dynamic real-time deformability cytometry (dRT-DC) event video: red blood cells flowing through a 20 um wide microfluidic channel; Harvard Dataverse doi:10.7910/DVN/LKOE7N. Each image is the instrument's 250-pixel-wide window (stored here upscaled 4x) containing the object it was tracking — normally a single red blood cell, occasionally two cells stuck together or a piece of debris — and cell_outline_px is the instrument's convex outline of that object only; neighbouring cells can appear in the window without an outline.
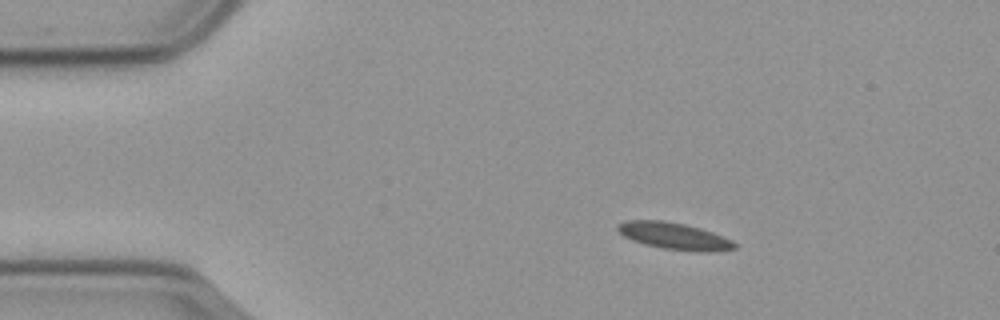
{"species": "common noctule bat (a hibernating species)", "species_latin": "Nyctalus noctula", "temperature_condition": "cold", "stored_images_in_passage": 49, "camera_frame_rate_fps": 3000, "um_per_image_px": 0.085, "animal": {"sex": "male", "body_mass_g": 23.1, "forearm_length_mm": 52.7}, "frame": {"image": 1, "passage_image": 1, "time_ms": 0.0, "image_size_px": [1000, 320], "cell_outline_px": [[736, 248], [716, 252], [696, 252], [660, 248], [644, 244], [632, 240], [624, 236], [616, 228], [616, 224], [628, 220], [664, 220], [684, 224], [700, 228], [712, 232], [732, 240], [736, 244]], "centroid_in_image_um": [57.31, 20.07], "position_along_channel_um": 27.7, "area_um2": 18.44}}
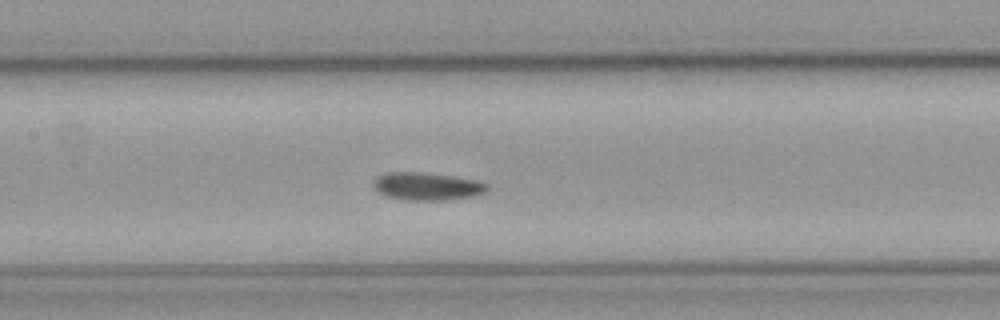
{"frame": {"image": 2, "passage_image": 18, "time_ms": 5.667, "image_size_px": [1000, 320], "cell_outline_px": [[488, 192], [472, 196], [444, 200], [404, 200], [384, 196], [372, 188], [372, 180], [376, 176], [384, 172], [424, 172], [480, 180], [488, 184]], "centroid_in_image_um": [36.25, 15.83], "position_along_channel_um": 171.2, "area_um2": 18.9}}
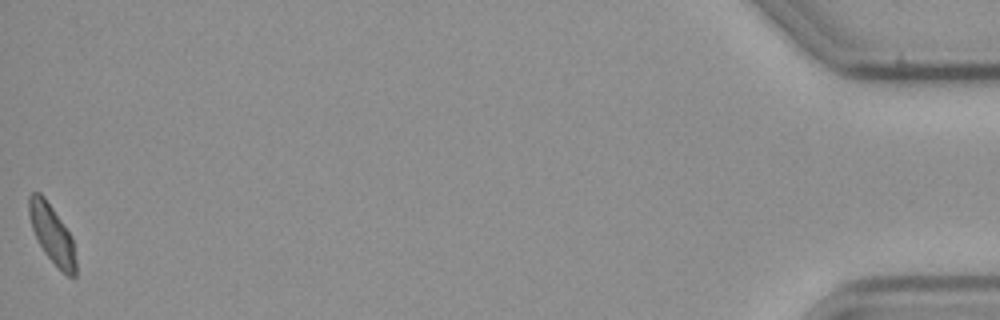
{"frame": {"image": 3, "passage_image": 49, "time_ms": 16.0, "image_size_px": [1000, 320], "cell_outline_px": [[76, 276], [72, 280], [44, 252], [32, 228], [28, 212], [28, 196], [32, 192], [40, 192], [44, 196], [72, 236], [76, 260]], "centroid_in_image_um": [4.43, 19.88], "position_along_channel_um": 430.8, "area_um2": 15.84}, "authors_computed_cell_mechanics": {"area_um2": 17.34, "velocity_mm_per_s": 3.5433, "shape_relaxation_time_tau1_ms": 6.9513, "shape_relaxation_time_tau2_ms": 9.5963, "deformation_change_tau1": 0.1252, "deformation_change_tau2": 0.1143}}